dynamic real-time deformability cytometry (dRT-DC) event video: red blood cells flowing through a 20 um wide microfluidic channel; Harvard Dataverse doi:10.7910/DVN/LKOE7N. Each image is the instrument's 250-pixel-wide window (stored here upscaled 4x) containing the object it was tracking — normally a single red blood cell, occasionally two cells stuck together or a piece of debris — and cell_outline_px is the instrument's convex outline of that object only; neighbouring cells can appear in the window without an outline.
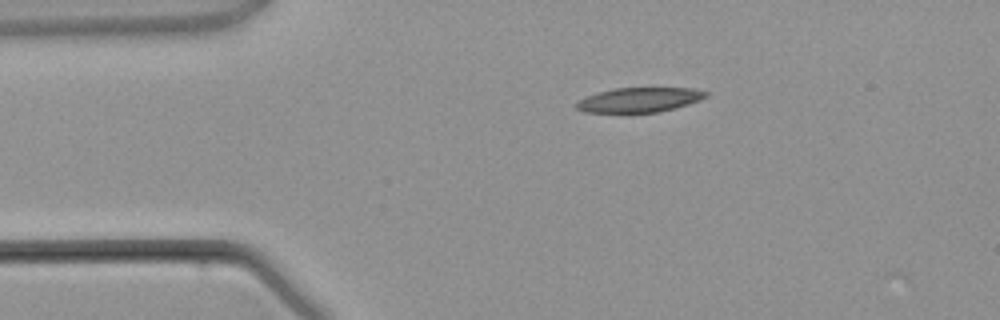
{"species": "common noctule bat (a hibernating species)", "species_latin": "Nyctalus noctula", "temperature_condition": "warm", "stored_images_in_passage": 2, "camera_frame_rate_fps": 3000, "um_per_image_px": 0.085, "animal": {"sex": "male", "body_mass_g": 21.5, "forearm_length_mm": 52.0}, "frame": {"image": 1, "passage_image": 2, "time_ms": 1.0, "image_size_px": [1000, 320], "cell_outline_px": [[708, 96], [700, 100], [676, 108], [656, 112], [628, 116], [584, 112], [576, 108], [576, 104], [580, 100], [588, 96], [600, 92], [616, 88], [692, 88], [708, 92]], "centroid_in_image_um": [54.31, 8.55], "position_along_channel_um": 30.7, "area_um2": 19.36}}